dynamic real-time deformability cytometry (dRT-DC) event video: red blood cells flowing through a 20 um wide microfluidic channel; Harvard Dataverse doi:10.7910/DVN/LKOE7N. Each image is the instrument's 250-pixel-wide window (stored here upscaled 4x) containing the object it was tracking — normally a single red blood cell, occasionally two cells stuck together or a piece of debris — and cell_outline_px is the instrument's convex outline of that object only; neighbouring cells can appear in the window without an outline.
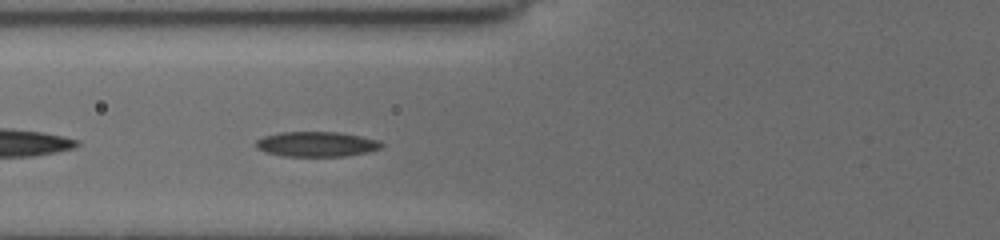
{"species": "common noctule bat (a hibernating species)", "species_latin": "Nyctalus noctula", "temperature_condition": "cold", "stored_images_in_passage": 53, "camera_frame_rate_fps": 3000, "um_per_image_px": 0.085, "animal": {"sex": "female", "body_mass_g": 19.5, "forearm_length_mm": 54.1}, "frame": {"image": 1, "passage_image": 8, "time_ms": 1.333, "image_size_px": [1000, 240], "cell_outline_px": [[384, 144], [380, 148], [368, 152], [344, 156], [284, 156], [264, 152], [256, 148], [256, 140], [264, 136], [280, 132], [340, 132], [380, 140]], "centroid_in_image_um": [26.9, 12.25], "position_along_channel_um": 98.9, "area_um2": 18.38}}
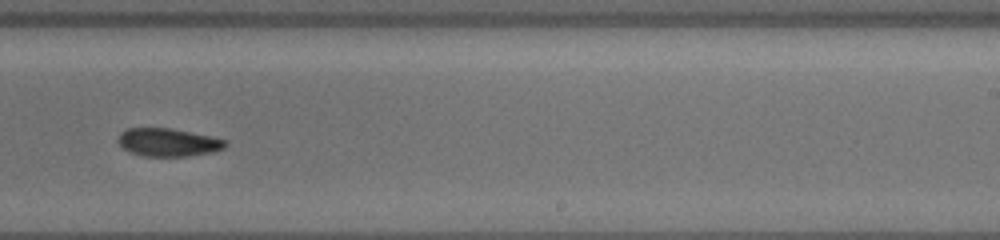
{"frame": {"image": 2, "passage_image": 24, "time_ms": 6.0, "image_size_px": [1000, 240], "cell_outline_px": [[228, 144], [224, 148], [212, 152], [188, 156], [144, 156], [128, 152], [116, 140], [120, 132], [128, 128], [168, 128], [212, 136], [228, 140]], "centroid_in_image_um": [14.29, 12.1], "position_along_channel_um": 274.7, "area_um2": 17.63}}
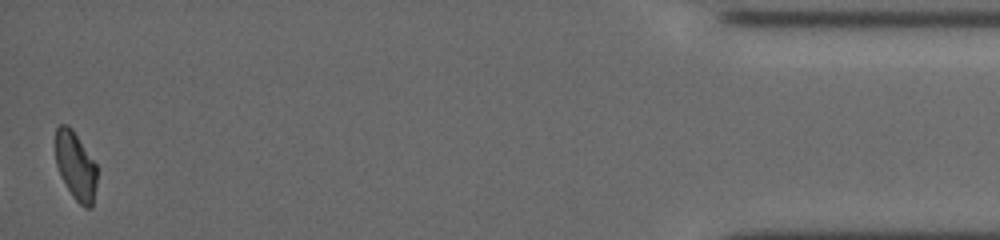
{"frame": {"image": 3, "passage_image": 52, "time_ms": 12.0, "image_size_px": [1000, 240], "cell_outline_px": [[96, 184], [92, 208], [84, 208], [72, 196], [60, 176], [56, 164], [56, 128], [60, 124], [68, 124], [72, 128], [96, 164]], "centroid_in_image_um": [6.42, 14.11], "position_along_channel_um": 428.8, "area_um2": 16.47}, "authors_computed_cell_mechanics": {"area_um2": 17.629, "velocity_mm_per_s": 3.7703, "shape_relaxation_time_tau1_ms": 6.3852, "shape_relaxation_time_tau2_ms": 10.7037, "deformation_change_tau1": 0.1459, "deformation_change_tau2": 0.1342}}